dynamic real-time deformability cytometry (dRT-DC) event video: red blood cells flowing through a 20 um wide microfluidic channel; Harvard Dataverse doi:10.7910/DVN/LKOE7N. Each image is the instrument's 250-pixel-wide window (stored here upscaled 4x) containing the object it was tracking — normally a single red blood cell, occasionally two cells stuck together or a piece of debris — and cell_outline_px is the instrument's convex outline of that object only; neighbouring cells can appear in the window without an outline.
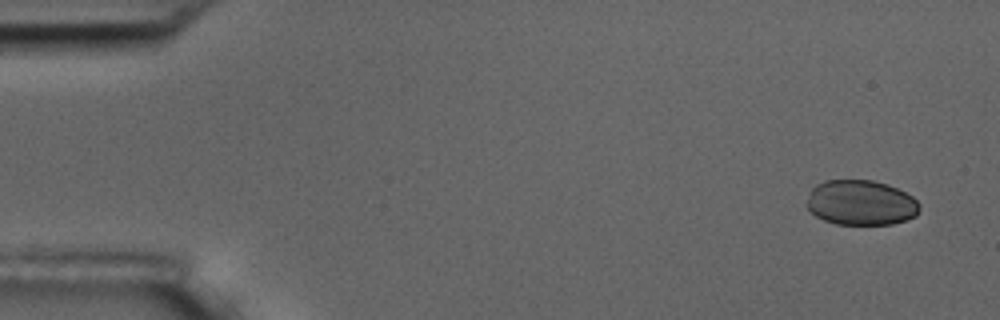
{"species": "common noctule bat (a hibernating species)", "species_latin": "Nyctalus noctula", "temperature_condition": "room temperature", "stored_images_in_passage": 5, "camera_frame_rate_fps": 3000, "um_per_image_px": 0.085, "animal": {"sex": "male", "body_mass_g": 17.5, "forearm_length_mm": 52.3}, "frame": {"image": 1, "passage_image": 1, "time_ms": 0.0, "image_size_px": [1000, 320], "cell_outline_px": [[920, 208], [916, 216], [892, 224], [836, 224], [824, 220], [816, 216], [808, 208], [808, 200], [812, 188], [816, 184], [824, 180], [872, 180], [888, 184], [912, 196], [920, 204]], "centroid_in_image_um": [73.19, 17.22], "position_along_channel_um": 11.8, "area_um2": 29.54}}